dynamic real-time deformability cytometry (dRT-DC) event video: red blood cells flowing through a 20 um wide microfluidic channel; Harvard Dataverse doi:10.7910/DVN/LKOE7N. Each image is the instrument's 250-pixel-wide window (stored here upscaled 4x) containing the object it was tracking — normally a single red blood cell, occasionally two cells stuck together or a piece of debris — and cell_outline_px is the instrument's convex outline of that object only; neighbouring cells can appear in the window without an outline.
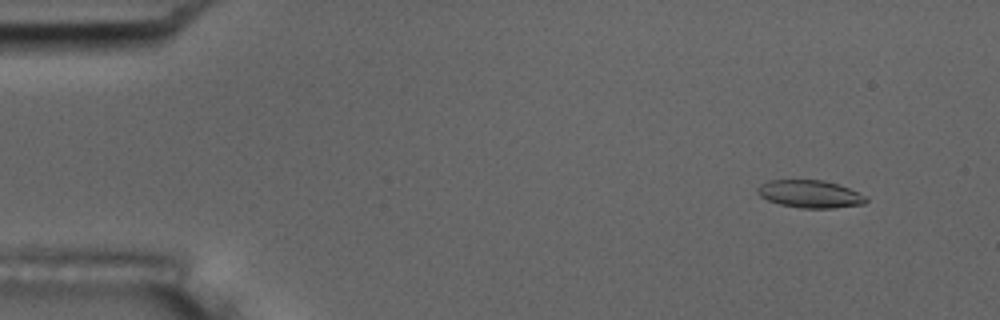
{"species": "common noctule bat (a hibernating species)", "species_latin": "Nyctalus noctula", "temperature_condition": "room temperature", "stored_images_in_passage": 11, "camera_frame_rate_fps": 3000, "um_per_image_px": 0.085, "animal": {"sex": "male", "body_mass_g": 17.5, "forearm_length_mm": 52.3}, "frame": {"image": 1, "passage_image": 2, "time_ms": 1.333, "image_size_px": [1000, 320], "cell_outline_px": [[868, 200], [864, 204], [832, 208], [800, 208], [780, 204], [768, 200], [760, 196], [756, 192], [756, 188], [760, 184], [768, 180], [824, 180], [848, 188], [868, 196]], "centroid_in_image_um": [68.84, 16.49], "position_along_channel_um": 16.2, "area_um2": 17.51}}